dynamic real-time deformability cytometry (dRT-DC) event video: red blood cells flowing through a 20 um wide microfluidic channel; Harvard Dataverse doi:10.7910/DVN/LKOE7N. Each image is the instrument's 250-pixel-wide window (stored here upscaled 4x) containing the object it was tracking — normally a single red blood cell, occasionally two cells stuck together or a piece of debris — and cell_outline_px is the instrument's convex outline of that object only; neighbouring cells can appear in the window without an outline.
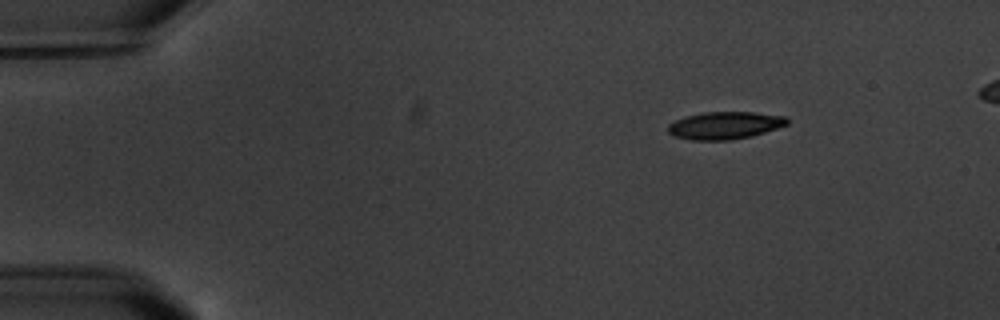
{"species": "common noctule bat (a hibernating species)", "species_latin": "Nyctalus noctula", "temperature_condition": "warm", "stored_images_in_passage": 4, "camera_frame_rate_fps": 3000, "um_per_image_px": 0.085, "animal": {"sex": "male", "body_mass_g": 20.1, "forearm_length_mm": 53.5}, "frame": {"image": 1, "passage_image": 1, "time_ms": 0.0, "image_size_px": [1000, 320], "cell_outline_px": [[788, 124], [752, 136], [732, 140], [692, 140], [672, 136], [668, 132], [668, 124], [676, 120], [688, 116], [704, 112], [752, 112], [788, 116]], "centroid_in_image_um": [61.62, 10.66], "position_along_channel_um": 23.4, "area_um2": 19.07}}